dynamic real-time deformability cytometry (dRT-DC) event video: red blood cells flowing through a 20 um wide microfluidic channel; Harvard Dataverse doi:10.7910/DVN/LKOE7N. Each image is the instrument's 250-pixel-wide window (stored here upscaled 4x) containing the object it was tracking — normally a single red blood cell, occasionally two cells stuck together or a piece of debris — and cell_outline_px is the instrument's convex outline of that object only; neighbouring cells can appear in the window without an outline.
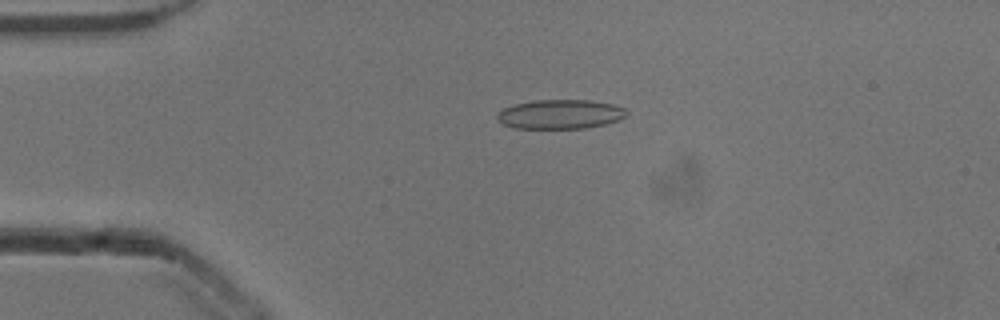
{"species": "common noctule bat (a hibernating species)", "species_latin": "Nyctalus noctula", "temperature_condition": "cold", "stored_images_in_passage": 51, "camera_frame_rate_fps": 3000, "um_per_image_px": 0.085, "animal": {"sex": "male", "body_mass_g": 13.3}, "frame": {"image": 1, "passage_image": 10, "time_ms": 3.0, "image_size_px": [1000, 320], "cell_outline_px": [[628, 112], [624, 116], [616, 120], [604, 124], [584, 128], [516, 128], [504, 124], [496, 116], [504, 108], [512, 104], [536, 100], [588, 100], [612, 104], [624, 108]], "centroid_in_image_um": [47.6, 9.7], "position_along_channel_um": 37.4, "area_um2": 21.73}}
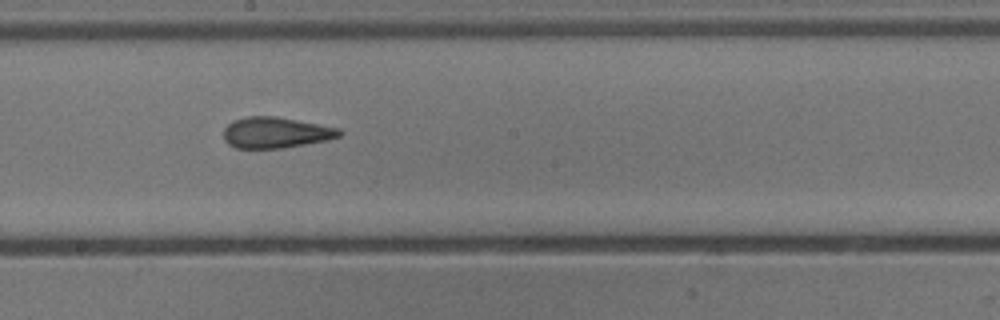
{"frame": {"image": 2, "passage_image": 27, "time_ms": 8.667, "image_size_px": [1000, 320], "cell_outline_px": [[344, 132], [340, 136], [328, 140], [284, 148], [236, 148], [228, 144], [224, 140], [224, 128], [232, 120], [248, 116], [276, 116], [340, 128]], "centroid_in_image_um": [23.45, 11.27], "position_along_channel_um": 224.8, "area_um2": 21.04}}
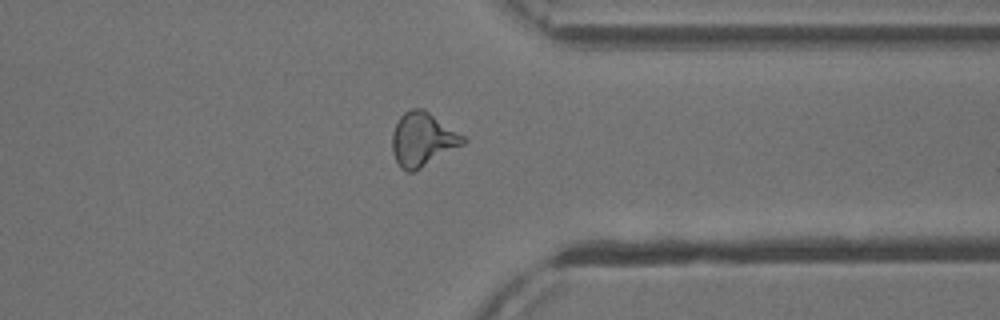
{"frame": {"image": 3, "passage_image": 39, "time_ms": 12.667, "image_size_px": [1000, 320], "cell_outline_px": [[468, 140], [464, 144], [420, 168], [412, 172], [408, 172], [400, 168], [392, 152], [392, 132], [400, 116], [404, 112], [412, 108], [424, 108], [464, 136]], "centroid_in_image_um": [35.91, 11.83], "position_along_channel_um": 375.5, "area_um2": 22.14}, "authors_computed_cell_mechanics": {"area_um2": 21.5016, "velocity_mm_per_s": 3.8879, "shape_relaxation_time_tau1_ms": null, "shape_relaxation_time_tau2_ms": 2.4478, "deformation_change_tau1": null, "deformation_change_tau2": 0.093}}